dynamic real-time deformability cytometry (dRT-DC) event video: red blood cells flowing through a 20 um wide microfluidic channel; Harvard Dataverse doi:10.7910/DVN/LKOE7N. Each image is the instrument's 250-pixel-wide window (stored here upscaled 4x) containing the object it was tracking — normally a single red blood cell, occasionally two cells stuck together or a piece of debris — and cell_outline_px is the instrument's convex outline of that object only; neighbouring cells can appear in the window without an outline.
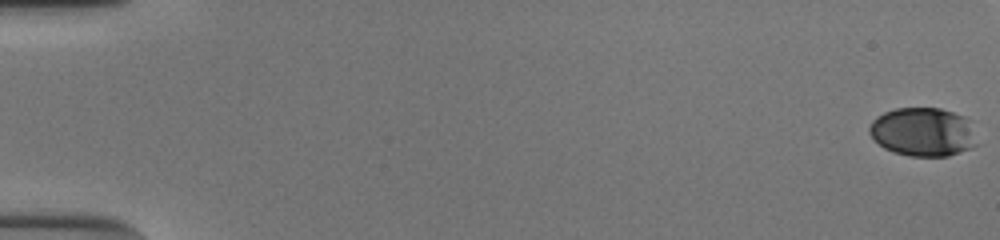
{"species": "human", "species_latin": "Homo sapiens", "temperature_condition": "cold", "stored_images_in_passage": 49, "camera_frame_rate_fps": 3000, "um_per_image_px": 0.085, "donor": {"sex": "male"}, "frame": {"image": 1, "passage_image": 1, "time_ms": 0.0, "image_size_px": [1000, 240], "cell_outline_px": [[980, 144], [972, 148], [948, 156], [908, 156], [892, 152], [884, 148], [868, 132], [868, 128], [872, 120], [876, 116], [884, 112], [896, 108], [940, 108], [964, 116], [968, 120]], "centroid_in_image_um": [78.46, 11.22], "position_along_channel_um": 6.5, "area_um2": 30.81}}
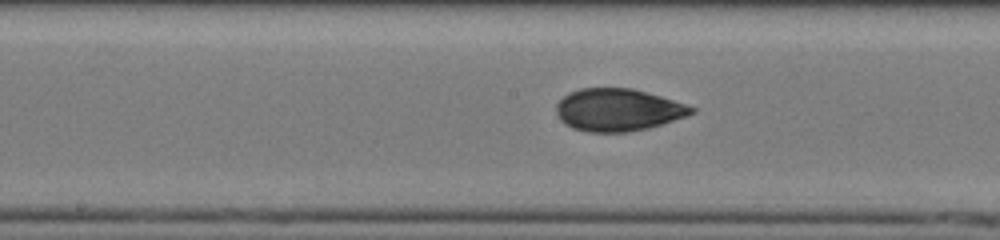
{"frame": {"image": 2, "passage_image": 30, "time_ms": 9.667, "image_size_px": [1000, 240], "cell_outline_px": [[696, 112], [648, 128], [628, 132], [588, 132], [572, 128], [564, 124], [560, 120], [556, 112], [556, 104], [568, 92], [580, 88], [632, 88], [688, 104], [696, 108]], "centroid_in_image_um": [52.5, 9.33], "position_along_channel_um": 195.7, "area_um2": 33.41}}
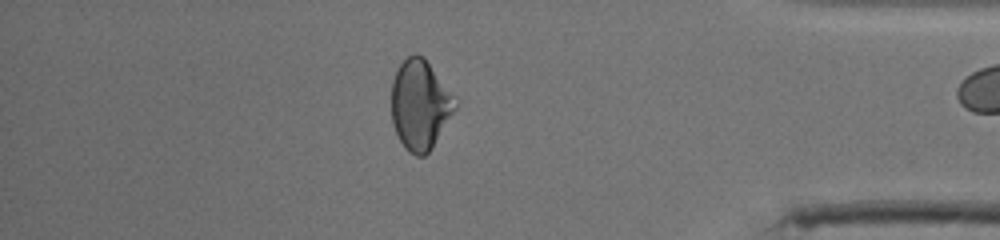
{"frame": {"image": 3, "passage_image": 48, "time_ms": 15.667, "image_size_px": [1000, 240], "cell_outline_px": [[456, 108], [432, 148], [424, 156], [416, 156], [408, 152], [404, 148], [392, 124], [392, 80], [400, 64], [412, 52], [416, 52], [424, 56], [456, 96]], "centroid_in_image_um": [35.71, 8.88], "position_along_channel_um": 399.5, "area_um2": 33.64}}